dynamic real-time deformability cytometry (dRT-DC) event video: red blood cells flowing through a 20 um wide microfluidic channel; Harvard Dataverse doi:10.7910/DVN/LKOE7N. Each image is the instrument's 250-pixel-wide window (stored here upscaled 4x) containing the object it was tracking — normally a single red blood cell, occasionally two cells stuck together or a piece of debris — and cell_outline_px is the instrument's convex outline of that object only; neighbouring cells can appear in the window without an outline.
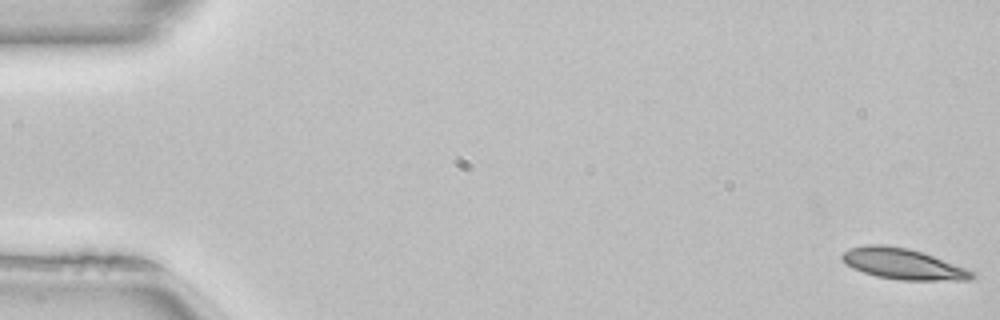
{"species": "common noctule bat (a hibernating species)", "species_latin": "Nyctalus noctula", "temperature_condition": "room temperature", "stored_images_in_passage": 51, "camera_frame_rate_fps": 3000, "um_per_image_px": 0.085, "animal": {"sex": "female", "body_mass_g": 22.7, "forearm_length_mm": 54.2}, "frame": {"image": 1, "passage_image": 1, "time_ms": 0.0, "image_size_px": [1000, 320], "cell_outline_px": [[976, 276], [968, 280], [900, 280], [876, 276], [852, 268], [840, 256], [840, 252], [864, 244], [880, 244], [908, 248], [924, 252], [976, 272]], "centroid_in_image_um": [76.76, 22.42], "position_along_channel_um": 8.2, "area_um2": 23.41}}
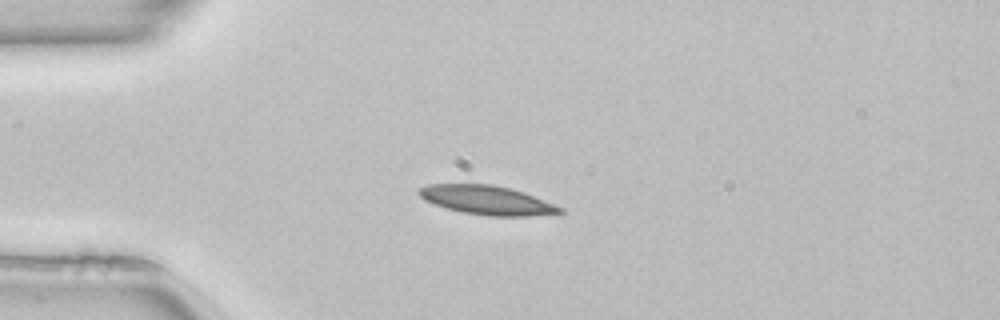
{"frame": {"image": 2, "passage_image": 13, "time_ms": 4.0, "image_size_px": [1000, 320], "cell_outline_px": [[564, 212], [528, 216], [488, 216], [464, 212], [448, 208], [424, 200], [416, 192], [420, 188], [428, 184], [492, 184], [512, 188], [524, 192], [564, 208]], "centroid_in_image_um": [41.4, 17.0], "position_along_channel_um": 43.6, "area_um2": 23.7}}
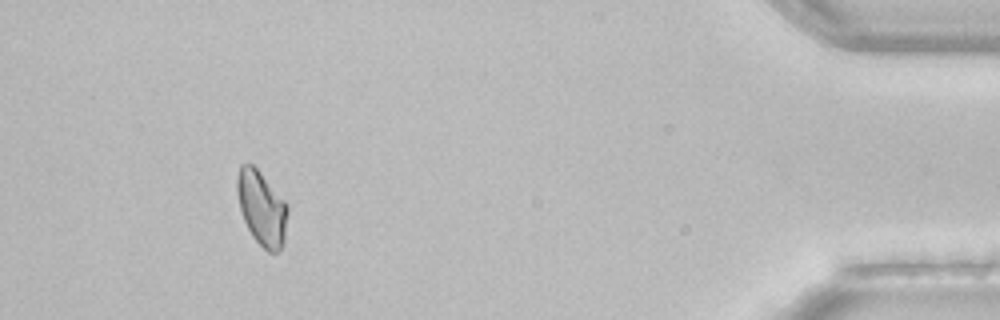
{"frame": {"image": 3, "passage_image": 47, "time_ms": 15.333, "image_size_px": [1000, 320], "cell_outline_px": [[288, 212], [284, 244], [276, 252], [268, 252], [252, 236], [240, 212], [236, 192], [236, 176], [240, 164], [252, 164], [256, 168], [288, 204]], "centroid_in_image_um": [22.23, 17.68], "position_along_channel_um": 413.0, "area_um2": 22.02}}